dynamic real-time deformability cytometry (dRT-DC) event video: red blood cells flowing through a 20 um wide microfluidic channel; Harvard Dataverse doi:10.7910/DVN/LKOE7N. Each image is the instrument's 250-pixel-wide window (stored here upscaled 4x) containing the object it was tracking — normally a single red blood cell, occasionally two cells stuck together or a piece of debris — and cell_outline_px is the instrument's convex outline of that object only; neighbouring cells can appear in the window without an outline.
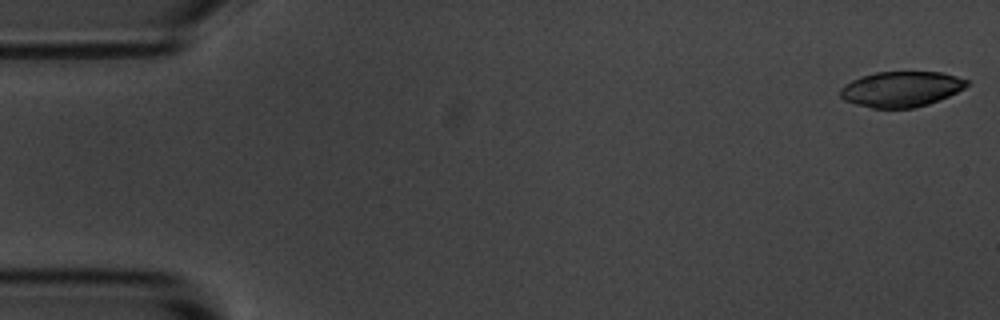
{"species": "common noctule bat (a hibernating species)", "species_latin": "Nyctalus noctula", "temperature_condition": "room temperature", "stored_images_in_passage": 13, "camera_frame_rate_fps": 3000, "um_per_image_px": 0.085, "animal": {"sex": "male", "body_mass_g": 20.1, "forearm_length_mm": 53.5}, "frame": {"image": 1, "passage_image": 1, "time_ms": 0.0, "image_size_px": [1000, 320], "cell_outline_px": [[968, 84], [964, 88], [948, 96], [928, 104], [912, 108], [872, 108], [856, 104], [844, 100], [840, 96], [840, 88], [844, 84], [860, 76], [876, 72], [940, 72], [956, 76], [968, 80]], "centroid_in_image_um": [76.57, 7.57], "position_along_channel_um": 8.4, "area_um2": 26.07}}